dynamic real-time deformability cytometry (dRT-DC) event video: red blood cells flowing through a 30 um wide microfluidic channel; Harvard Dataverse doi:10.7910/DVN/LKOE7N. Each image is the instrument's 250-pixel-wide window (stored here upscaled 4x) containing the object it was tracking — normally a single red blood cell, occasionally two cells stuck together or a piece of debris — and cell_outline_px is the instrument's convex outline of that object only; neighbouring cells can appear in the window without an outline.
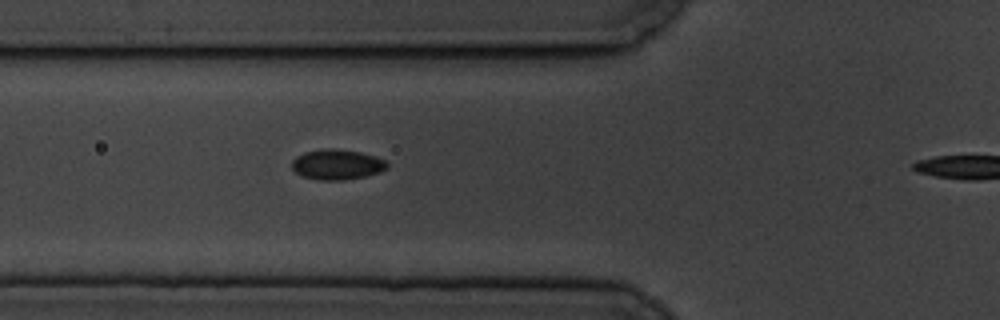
{"species": "common noctule bat (a hibernating species)", "species_latin": "Nyctalus noctula", "temperature_condition": "cold", "stored_images_in_passage": 3, "segment_of_instrument_passage": [1, 2], "camera_frame_rate_fps": 3000, "um_per_image_px": 0.085, "animal": {"sex": "male", "body_mass_g": 19.5, "forearm_length_mm": 54.6}, "frame": {"image": 1, "passage_image": 2, "time_ms": 1.0, "image_size_px": [1000, 320], "cell_outline_px": [[388, 168], [380, 172], [364, 176], [344, 180], [320, 180], [300, 176], [292, 168], [292, 160], [296, 156], [304, 152], [324, 148], [332, 148], [360, 152], [376, 156], [388, 160]], "centroid_in_image_um": [28.66, 13.98], "position_along_channel_um": 97.1, "area_um2": 16.99}}